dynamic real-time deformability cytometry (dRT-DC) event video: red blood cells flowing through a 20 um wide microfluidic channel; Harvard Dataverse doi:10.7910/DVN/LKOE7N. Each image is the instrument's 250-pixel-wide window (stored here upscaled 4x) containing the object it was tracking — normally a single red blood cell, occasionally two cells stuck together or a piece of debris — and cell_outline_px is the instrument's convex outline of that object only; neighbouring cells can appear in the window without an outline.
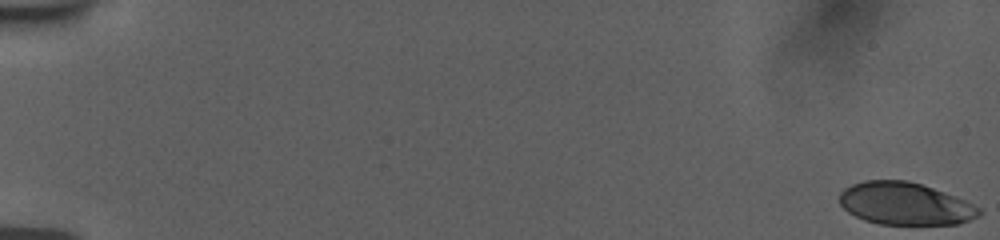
{"species": "human", "species_latin": "Homo sapiens", "temperature_condition": "room temperature", "stored_images_in_passage": 56, "camera_frame_rate_fps": 3000, "um_per_image_px": 0.085, "donor": {"sex": "female"}, "frame": {"image": 1, "passage_image": 1, "time_ms": 0.0, "image_size_px": [1000, 240], "cell_outline_px": [[984, 212], [980, 216], [956, 224], [880, 224], [864, 220], [848, 212], [840, 204], [840, 192], [844, 188], [852, 184], [864, 180], [908, 180], [944, 192], [964, 200], [980, 208]], "centroid_in_image_um": [76.92, 17.31], "position_along_channel_um": 8.1, "area_um2": 34.39}}
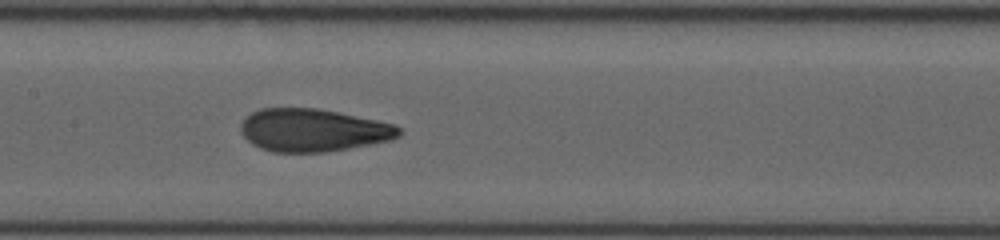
{"frame": {"image": 2, "passage_image": 30, "time_ms": 9.667, "image_size_px": [1000, 240], "cell_outline_px": [[404, 132], [400, 136], [392, 140], [348, 148], [324, 152], [272, 152], [260, 148], [252, 144], [240, 132], [240, 124], [252, 112], [260, 108], [316, 108], [396, 124]], "centroid_in_image_um": [26.62, 11.07], "position_along_channel_um": 180.8, "area_um2": 39.42}}
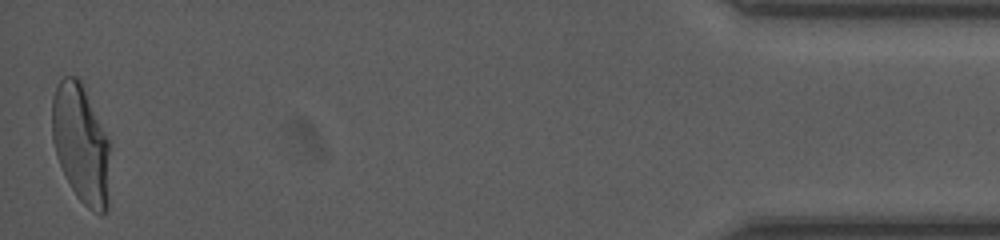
{"frame": {"image": 3, "passage_image": 56, "time_ms": 18.333, "image_size_px": [1000, 240], "cell_outline_px": [[108, 208], [100, 216], [92, 212], [76, 196], [60, 164], [52, 140], [52, 96], [60, 80], [64, 76], [76, 76], [80, 80], [108, 140]], "centroid_in_image_um": [6.86, 12.25], "position_along_channel_um": 428.3, "area_um2": 39.36}, "authors_computed_cell_mechanics": {"area_um2": 38.7549, "velocity_mm_per_s": 3.7678, "shape_relaxation_time_tau1_ms": 6.3366, "shape_relaxation_time_tau2_ms": 0.7658, "deformation_change_tau1": 0.2061, "deformation_change_tau2": 0.0681}}